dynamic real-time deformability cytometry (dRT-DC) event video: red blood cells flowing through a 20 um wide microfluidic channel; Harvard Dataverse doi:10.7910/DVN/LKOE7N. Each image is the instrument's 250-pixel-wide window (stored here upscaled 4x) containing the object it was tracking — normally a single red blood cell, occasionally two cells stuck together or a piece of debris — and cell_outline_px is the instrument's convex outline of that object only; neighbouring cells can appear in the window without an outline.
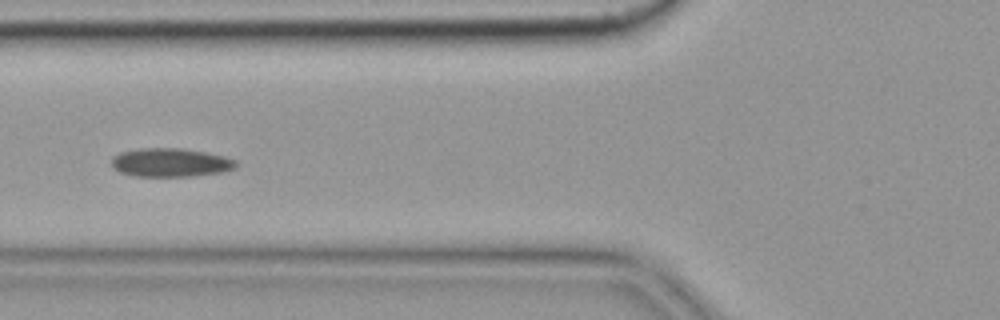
{"species": "common noctule bat (a hibernating species)", "species_latin": "Nyctalus noctula", "temperature_condition": "cold", "stored_images_in_passage": 9, "camera_frame_rate_fps": 3000, "um_per_image_px": 0.085, "animal": {"sex": "female", "body_mass_g": 19.9}, "frame": {"image": 1, "passage_image": 6, "time_ms": 1.667, "image_size_px": [1000, 320], "cell_outline_px": [[236, 168], [224, 172], [192, 176], [136, 176], [120, 172], [112, 168], [112, 156], [120, 152], [140, 148], [184, 148], [224, 156], [236, 160]], "centroid_in_image_um": [14.49, 13.81], "position_along_channel_um": 111.3, "area_um2": 20.87}}